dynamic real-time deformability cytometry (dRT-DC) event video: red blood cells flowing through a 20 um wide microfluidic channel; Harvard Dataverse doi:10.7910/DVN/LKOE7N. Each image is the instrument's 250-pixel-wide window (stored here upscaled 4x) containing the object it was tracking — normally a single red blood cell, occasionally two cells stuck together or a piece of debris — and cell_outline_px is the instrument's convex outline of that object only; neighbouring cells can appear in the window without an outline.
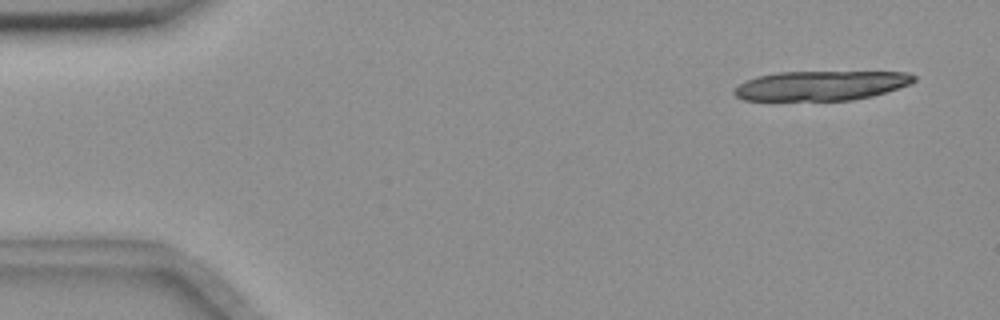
{"species": "common noctule bat (a hibernating species)", "species_latin": "Nyctalus noctula", "temperature_condition": "room temperature", "stored_images_in_passage": 15, "camera_frame_rate_fps": 3000, "um_per_image_px": 0.085, "animal": {"sex": "female", "body_mass_g": 18.4}, "frame": {"image": 1, "passage_image": 3, "time_ms": 0.667, "image_size_px": [1000, 320], "cell_outline_px": [[916, 80], [908, 84], [872, 96], [852, 100], [744, 100], [736, 96], [732, 92], [744, 80], [756, 76], [780, 72], [908, 72], [916, 76]], "centroid_in_image_um": [69.75, 7.27], "position_along_channel_um": 15.2, "area_um2": 30.81}}